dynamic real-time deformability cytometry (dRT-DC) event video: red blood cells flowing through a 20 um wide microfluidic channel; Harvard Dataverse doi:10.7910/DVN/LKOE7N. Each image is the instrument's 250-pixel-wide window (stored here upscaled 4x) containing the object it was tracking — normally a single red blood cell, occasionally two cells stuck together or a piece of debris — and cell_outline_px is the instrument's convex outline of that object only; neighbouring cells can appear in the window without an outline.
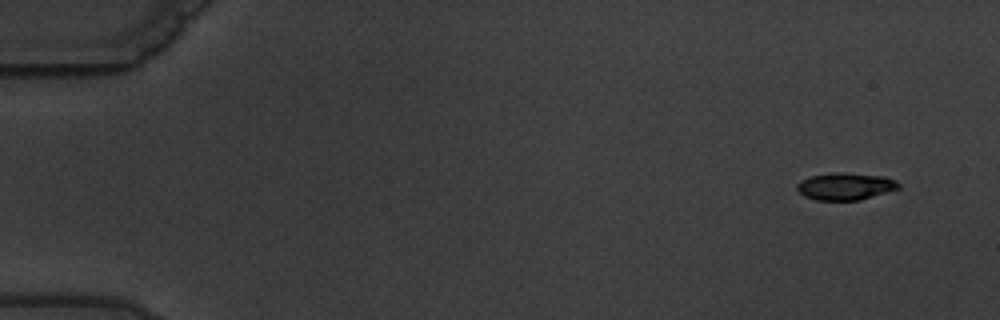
{"species": "common noctule bat (a hibernating species)", "species_latin": "Nyctalus noctula", "temperature_condition": "warm", "stored_images_in_passage": 6, "camera_frame_rate_fps": 3000, "um_per_image_px": 0.085, "animal": {"sex": "male", "body_mass_g": 19.5, "forearm_length_mm": 54.6}, "frame": {"image": 1, "passage_image": 2, "time_ms": 1.0, "image_size_px": [1000, 320], "cell_outline_px": [[900, 188], [860, 200], [816, 200], [804, 196], [796, 188], [796, 184], [800, 180], [812, 176], [836, 172], [844, 172], [884, 176], [896, 180], [900, 184]], "centroid_in_image_um": [71.86, 15.83], "position_along_channel_um": 13.1, "area_um2": 16.13}}